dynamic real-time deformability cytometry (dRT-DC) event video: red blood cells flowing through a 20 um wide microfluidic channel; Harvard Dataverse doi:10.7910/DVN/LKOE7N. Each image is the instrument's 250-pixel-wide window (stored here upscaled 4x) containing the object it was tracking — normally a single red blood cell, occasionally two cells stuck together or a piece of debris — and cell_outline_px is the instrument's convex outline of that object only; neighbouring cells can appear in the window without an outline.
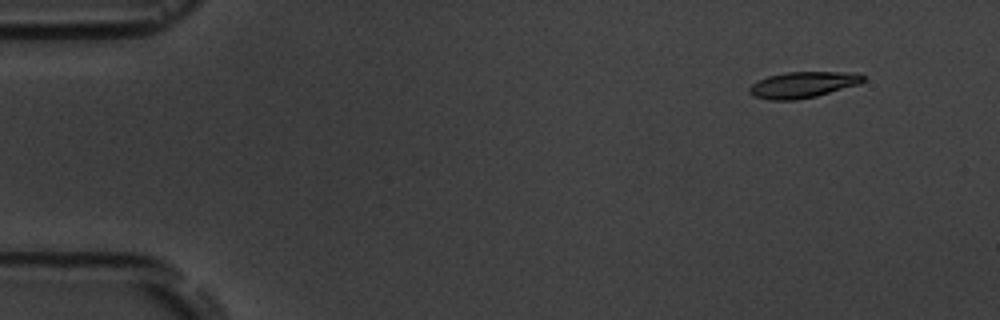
{"species": "common noctule bat (a hibernating species)", "species_latin": "Nyctalus noctula", "temperature_condition": "room temperature", "stored_images_in_passage": 5, "camera_frame_rate_fps": 3000, "um_per_image_px": 0.085, "animal": {"sex": "male", "body_mass_g": 19.5, "forearm_length_mm": 54.6}, "frame": {"image": 1, "passage_image": 2, "time_ms": 1.333, "image_size_px": [1000, 320], "cell_outline_px": [[864, 80], [860, 84], [816, 96], [796, 100], [768, 100], [752, 96], [748, 92], [748, 88], [752, 84], [768, 76], [788, 72], [848, 72], [864, 76]], "centroid_in_image_um": [68.21, 7.21], "position_along_channel_um": 16.8, "area_um2": 17.22}}
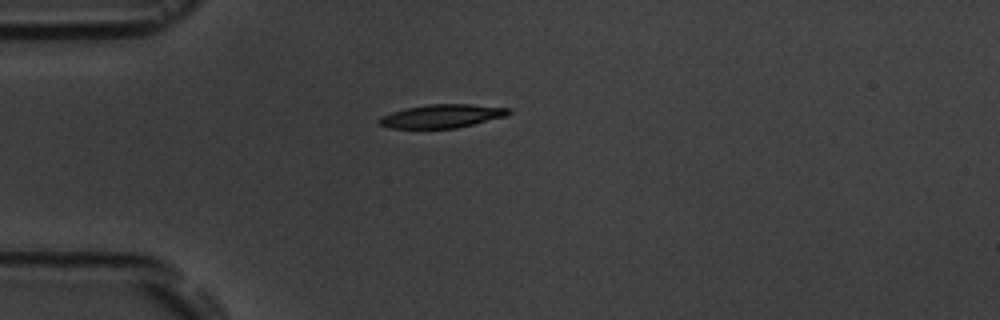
{"frame": {"image": 2, "passage_image": 5, "time_ms": 4.667, "image_size_px": [1000, 320], "cell_outline_px": [[512, 112], [504, 116], [456, 128], [388, 128], [380, 124], [376, 120], [380, 116], [392, 112], [408, 108], [428, 104], [472, 104], [508, 108]], "centroid_in_image_um": [37.51, 9.86], "position_along_channel_um": 47.5, "area_um2": 17.46}}